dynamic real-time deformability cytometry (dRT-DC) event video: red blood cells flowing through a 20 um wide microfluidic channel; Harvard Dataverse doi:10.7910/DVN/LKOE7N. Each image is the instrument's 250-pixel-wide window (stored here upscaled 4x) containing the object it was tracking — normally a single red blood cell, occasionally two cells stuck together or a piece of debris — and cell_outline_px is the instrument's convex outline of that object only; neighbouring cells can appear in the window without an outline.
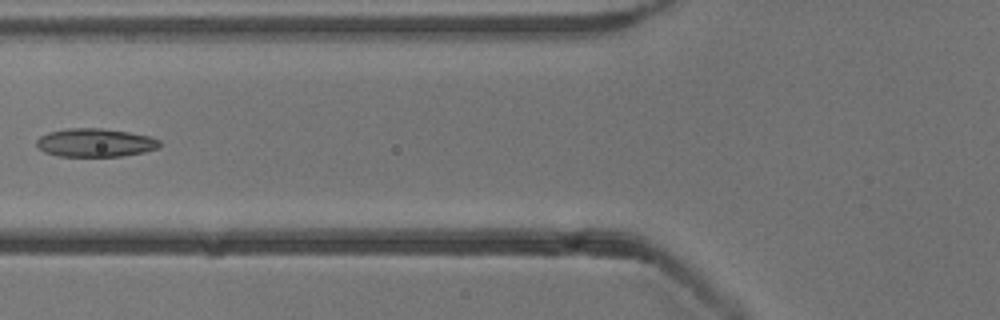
{"species": "common noctule bat (a hibernating species)", "species_latin": "Nyctalus noctula", "temperature_condition": "cold", "stored_images_in_passage": 5, "camera_frame_rate_fps": 3000, "um_per_image_px": 0.085, "animal": {"sex": "male", "body_mass_g": 13.3}, "frame": {"image": 1, "passage_image": 4, "time_ms": 3.667, "image_size_px": [1000, 320], "cell_outline_px": [[160, 148], [144, 152], [124, 156], [60, 156], [44, 152], [36, 144], [36, 140], [40, 136], [48, 132], [68, 128], [100, 128], [128, 132], [152, 136], [160, 140]], "centroid_in_image_um": [8.12, 12.12], "position_along_channel_um": 117.7, "area_um2": 20.46}}
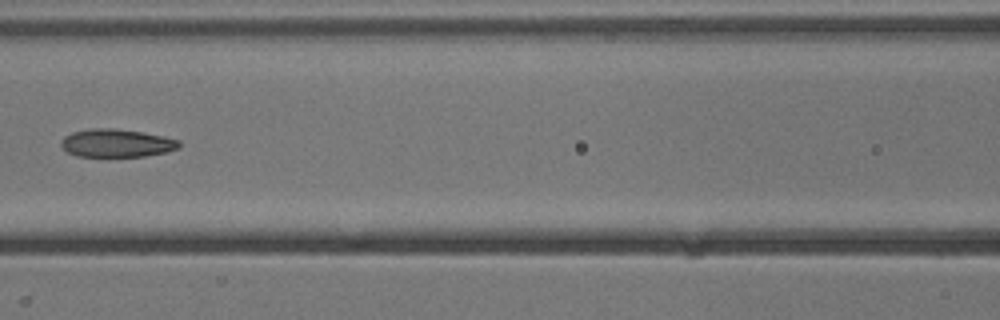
{"frame": {"image": 2, "passage_image": 5, "time_ms": 4.667, "image_size_px": [1000, 320], "cell_outline_px": [[180, 148], [168, 152], [144, 156], [76, 156], [68, 152], [60, 144], [60, 140], [64, 136], [72, 132], [88, 128], [112, 128], [140, 132], [180, 140]], "centroid_in_image_um": [9.89, 12.16], "position_along_channel_um": 156.7, "area_um2": 19.25}}